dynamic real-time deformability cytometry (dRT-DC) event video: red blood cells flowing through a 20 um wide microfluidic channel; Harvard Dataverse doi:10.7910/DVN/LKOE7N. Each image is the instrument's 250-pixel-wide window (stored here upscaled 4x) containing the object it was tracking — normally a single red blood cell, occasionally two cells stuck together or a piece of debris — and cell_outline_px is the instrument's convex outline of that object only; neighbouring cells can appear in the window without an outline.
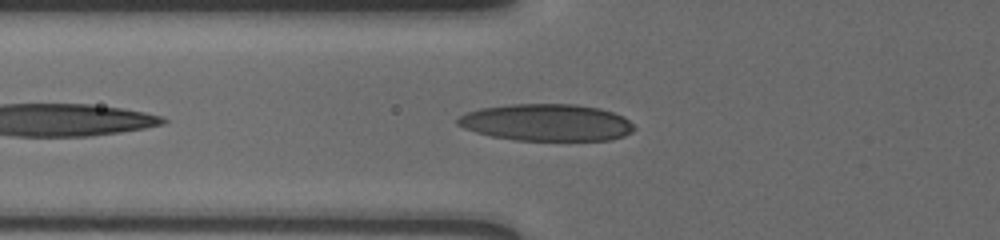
{"species": "human", "species_latin": "Homo sapiens", "temperature_condition": "cold", "stored_images_in_passage": 36, "camera_frame_rate_fps": 3000, "um_per_image_px": 0.085, "donor": {"sex": "male"}, "frame": {"image": 1, "passage_image": 4, "time_ms": 1.0, "image_size_px": [1000, 240], "cell_outline_px": [[636, 128], [632, 132], [624, 136], [612, 140], [516, 140], [492, 136], [476, 132], [464, 128], [456, 124], [456, 120], [460, 116], [468, 112], [480, 108], [508, 104], [576, 104], [600, 108], [624, 116]], "centroid_in_image_um": [46.48, 10.41], "position_along_channel_um": 79.3, "area_um2": 38.09}}
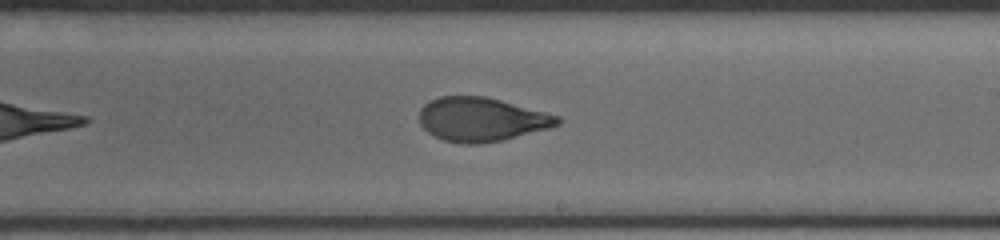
{"frame": {"image": 2, "passage_image": 18, "time_ms": 5.667, "image_size_px": [1000, 240], "cell_outline_px": [[560, 124], [548, 128], [504, 140], [480, 144], [464, 144], [444, 140], [428, 132], [420, 124], [420, 108], [428, 100], [440, 96], [484, 96], [500, 100], [560, 116]], "centroid_in_image_um": [40.9, 10.15], "position_along_channel_um": 248.1, "area_um2": 35.26}}
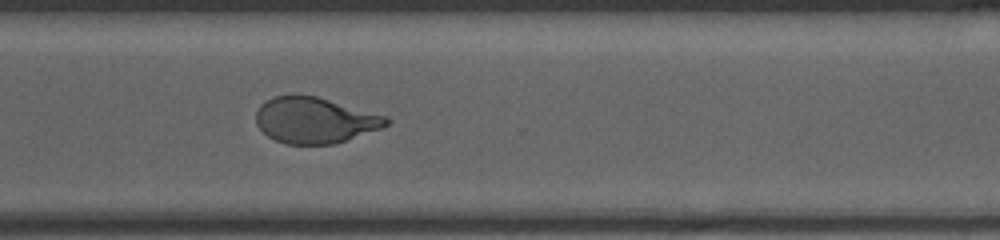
{"frame": {"image": 3, "passage_image": 26, "time_ms": 8.333, "image_size_px": [1000, 240], "cell_outline_px": [[392, 120], [388, 124], [380, 128], [332, 144], [288, 144], [276, 140], [268, 136], [256, 124], [256, 112], [260, 104], [272, 96], [292, 92], [296, 92], [316, 96], [388, 116]], "centroid_in_image_um": [26.72, 10.17], "position_along_channel_um": 343.9, "area_um2": 35.14}, "authors_computed_cell_mechanics": {"area_um2": 35.7782, "velocity_mm_per_s": 3.6085, "shape_relaxation_time_tau1_ms": 4.7847, "shape_relaxation_time_tau2_ms": 0.9857, "deformation_change_tau1": 0.165, "deformation_change_tau2": 0.0742}}